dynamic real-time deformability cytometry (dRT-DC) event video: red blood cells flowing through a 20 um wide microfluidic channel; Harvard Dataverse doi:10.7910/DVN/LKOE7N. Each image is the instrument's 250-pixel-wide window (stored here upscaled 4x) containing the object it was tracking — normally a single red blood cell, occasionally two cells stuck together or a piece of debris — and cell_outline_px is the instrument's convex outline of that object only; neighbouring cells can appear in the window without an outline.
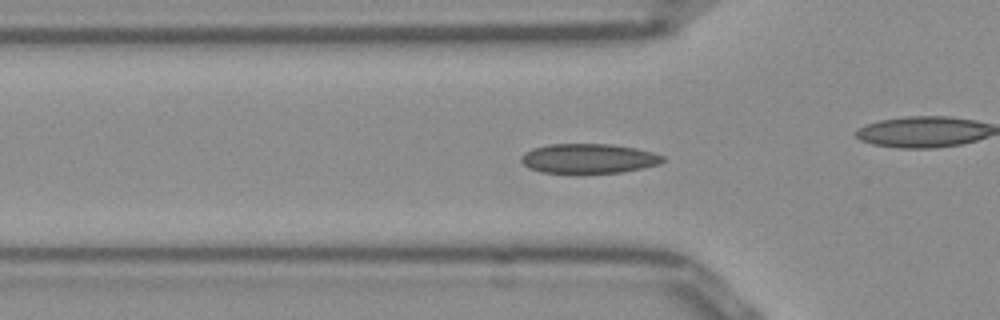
{"species": "Egyptian fruit bat (a non-hibernating species)", "species_latin": "Rousettus aegyptiacus", "temperature_condition": "room temperature", "stored_images_in_passage": 46, "camera_frame_rate_fps": 3000, "um_per_image_px": 0.085, "frame": {"image": 1, "passage_image": 10, "time_ms": 3.0, "image_size_px": [1000, 320], "cell_outline_px": [[664, 160], [660, 164], [620, 172], [540, 172], [528, 168], [520, 160], [520, 156], [524, 152], [532, 148], [548, 144], [612, 144], [636, 148], [652, 152], [664, 156]], "centroid_in_image_um": [50.0, 13.45], "position_along_channel_um": 75.8, "area_um2": 24.28}}
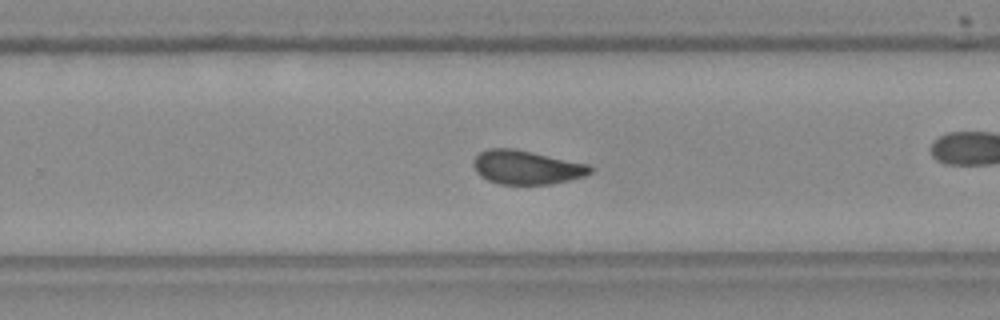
{"frame": {"image": 2, "passage_image": 26, "time_ms": 8.333, "image_size_px": [1000, 320], "cell_outline_px": [[592, 172], [584, 176], [552, 184], [500, 184], [488, 180], [480, 176], [476, 172], [472, 164], [472, 160], [480, 152], [488, 148], [512, 148], [532, 152], [588, 164], [592, 168]], "centroid_in_image_um": [44.71, 14.22], "position_along_channel_um": 285.1, "area_um2": 23.0}}
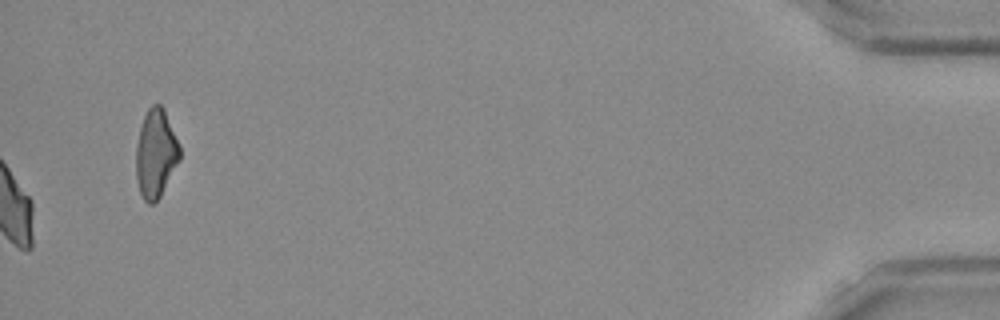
{"frame": {"image": 3, "passage_image": 46, "time_ms": 15.0, "image_size_px": [1000, 320], "cell_outline_px": [[180, 160], [160, 196], [152, 204], [148, 204], [144, 200], [140, 192], [136, 180], [136, 144], [140, 128], [144, 116], [148, 108], [152, 104], [160, 104], [164, 108], [180, 144]], "centroid_in_image_um": [13.24, 13.03], "position_along_channel_um": 422.0, "area_um2": 22.66}, "authors_computed_cell_mechanics": {"area_um2": 23.12, "velocity_mm_per_s": 3.9066, "shape_relaxation_time_tau1_ms": 6.0057, "shape_relaxation_time_tau2_ms": 1.663, "deformation_change_tau1": 0.1465, "deformation_change_tau2": 0.067}}